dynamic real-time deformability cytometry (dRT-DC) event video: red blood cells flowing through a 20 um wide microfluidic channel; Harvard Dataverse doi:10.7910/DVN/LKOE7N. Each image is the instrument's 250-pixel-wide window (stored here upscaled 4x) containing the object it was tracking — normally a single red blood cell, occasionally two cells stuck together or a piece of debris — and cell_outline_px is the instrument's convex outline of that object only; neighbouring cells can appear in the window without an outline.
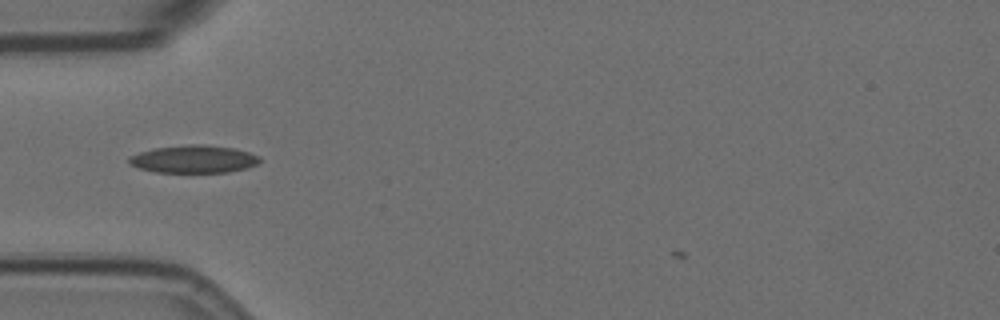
{"species": "Egyptian fruit bat (a non-hibernating species)", "species_latin": "Rousettus aegyptiacus", "temperature_condition": "room temperature", "stored_images_in_passage": 37, "camera_frame_rate_fps": 3000, "um_per_image_px": 0.085, "animal": {"sex": "female"}, "frame": {"image": 1, "passage_image": 3, "time_ms": 0.667, "image_size_px": [1000, 320], "cell_outline_px": [[260, 160], [256, 164], [248, 168], [228, 172], [156, 172], [140, 168], [128, 164], [128, 156], [140, 152], [156, 148], [184, 144], [204, 144], [232, 148], [248, 152], [260, 156]], "centroid_in_image_um": [16.45, 13.52], "position_along_channel_um": 68.5, "area_um2": 21.1}}